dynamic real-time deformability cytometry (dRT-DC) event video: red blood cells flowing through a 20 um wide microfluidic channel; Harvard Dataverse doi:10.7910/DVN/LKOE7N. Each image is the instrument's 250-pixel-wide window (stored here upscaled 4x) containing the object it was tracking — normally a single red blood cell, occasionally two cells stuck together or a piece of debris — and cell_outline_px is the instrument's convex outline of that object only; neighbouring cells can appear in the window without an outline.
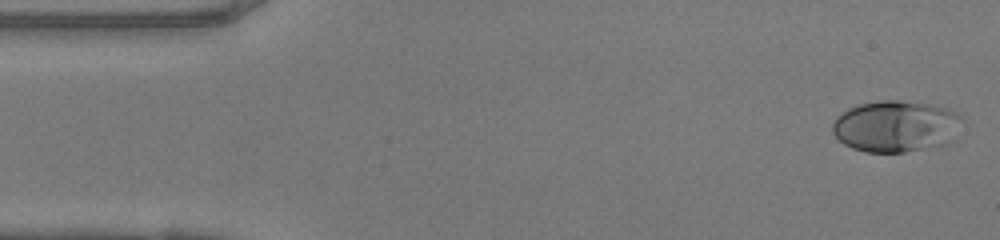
{"species": "human", "species_latin": "Homo sapiens", "temperature_condition": "warm", "stored_images_in_passage": 48, "camera_frame_rate_fps": 3000, "um_per_image_px": 0.085, "donor": {"sex": "female"}, "frame": {"image": 1, "passage_image": 1, "time_ms": 0.0, "image_size_px": [1000, 240], "cell_outline_px": [[964, 120], [952, 140], [948, 144], [904, 152], [864, 152], [852, 148], [844, 144], [832, 132], [832, 124], [836, 116], [848, 108], [860, 104], [880, 100], [900, 100], [928, 104], [948, 108], [956, 112]], "centroid_in_image_um": [76.15, 10.73], "position_along_channel_um": 8.8, "area_um2": 39.19}}
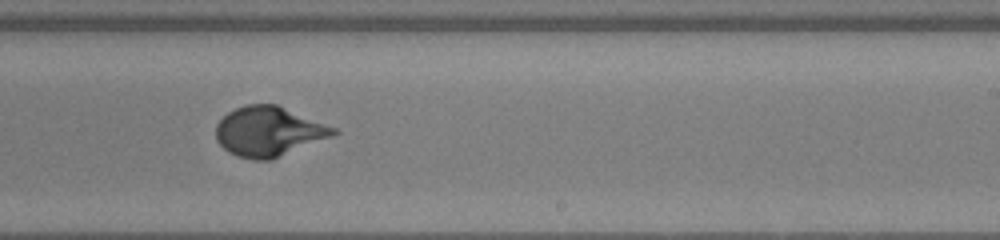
{"frame": {"image": 2, "passage_image": 28, "time_ms": 9.0, "image_size_px": [1000, 240], "cell_outline_px": [[340, 132], [332, 136], [272, 160], [252, 160], [236, 156], [228, 152], [216, 140], [216, 124], [228, 112], [244, 104], [276, 104], [336, 128]], "centroid_in_image_um": [22.82, 11.18], "position_along_channel_um": 266.2, "area_um2": 34.04}}
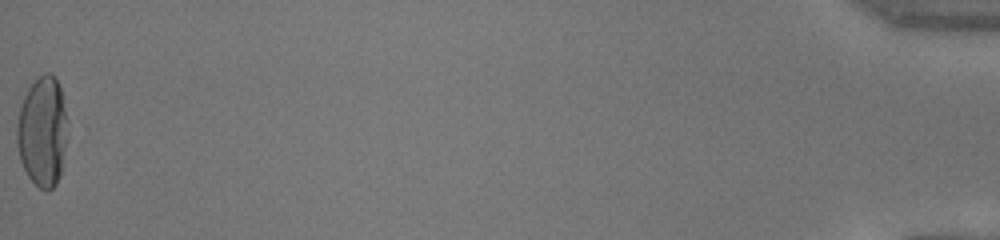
{"frame": {"image": 3, "passage_image": 48, "time_ms": 15.667, "image_size_px": [1000, 240], "cell_outline_px": [[68, 120], [60, 176], [56, 184], [48, 192], [40, 188], [28, 176], [20, 160], [16, 144], [16, 124], [20, 108], [24, 96], [28, 88], [44, 72], [48, 72], [56, 80], [60, 88]], "centroid_in_image_um": [3.6, 11.19], "position_along_channel_um": 431.6, "area_um2": 32.37}, "authors_computed_cell_mechanics": {"area_um2": 33.2061, "velocity_mm_per_s": 4.1473, "shape_relaxation_time_tau1_ms": 4.3852, "shape_relaxation_time_tau2_ms": null, "deformation_change_tau1": 0.2401, "deformation_change_tau2": null}}